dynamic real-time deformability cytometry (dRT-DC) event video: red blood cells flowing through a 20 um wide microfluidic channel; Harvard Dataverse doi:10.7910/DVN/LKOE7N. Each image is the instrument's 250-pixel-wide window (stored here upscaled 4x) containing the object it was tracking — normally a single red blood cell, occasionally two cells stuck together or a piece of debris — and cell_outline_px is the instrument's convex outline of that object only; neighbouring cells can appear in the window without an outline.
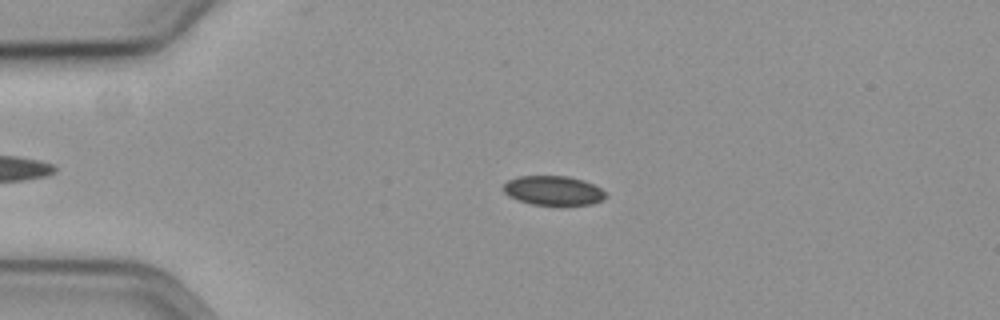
{"species": "common noctule bat (a hibernating species)", "species_latin": "Nyctalus noctula", "temperature_condition": "cold", "stored_images_in_passage": 58, "camera_frame_rate_fps": 3000, "um_per_image_px": 0.085, "animal": {"sex": "female", "body_mass_g": 19.3, "forearm_length_mm": 54.1}, "frame": {"image": 1, "passage_image": 14, "time_ms": 4.333, "image_size_px": [1000, 320], "cell_outline_px": [[604, 196], [600, 200], [592, 204], [532, 204], [508, 196], [504, 192], [504, 184], [508, 180], [516, 176], [568, 176], [584, 180], [600, 188], [604, 192]], "centroid_in_image_um": [46.98, 16.17], "position_along_channel_um": 38.0, "area_um2": 17.11}}
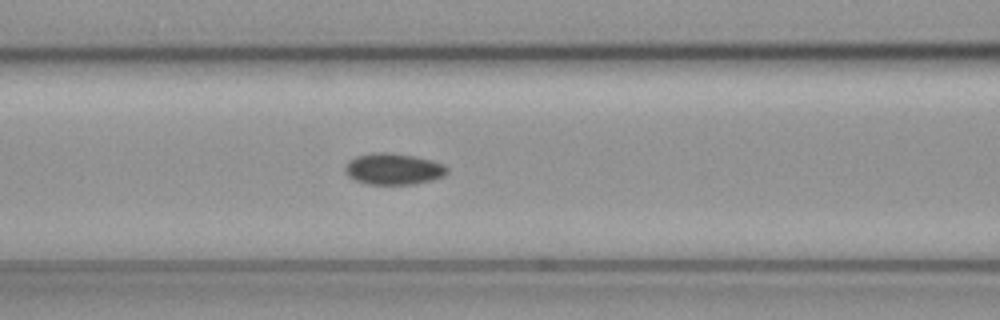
{"frame": {"image": 2, "passage_image": 25, "time_ms": 8.0, "image_size_px": [1000, 320], "cell_outline_px": [[448, 172], [444, 176], [432, 180], [416, 184], [368, 184], [356, 180], [348, 176], [344, 168], [348, 160], [356, 156], [376, 152], [384, 152], [412, 156], [432, 160], [444, 164], [448, 168]], "centroid_in_image_um": [33.45, 14.37], "position_along_channel_um": 133.1, "area_um2": 18.61}}
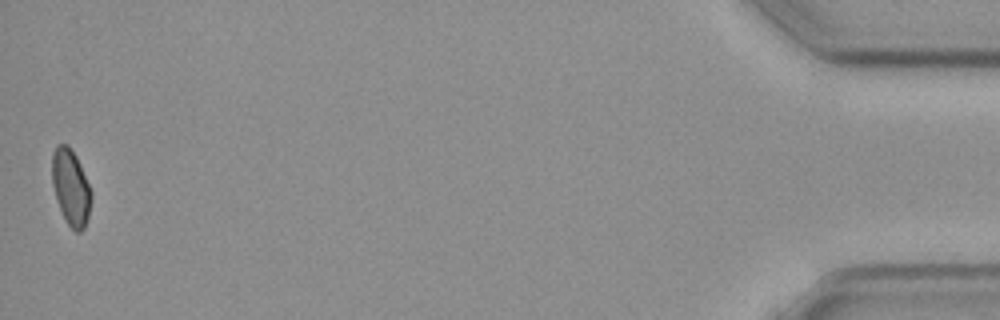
{"frame": {"image": 3, "passage_image": 58, "time_ms": 19.0, "image_size_px": [1000, 320], "cell_outline_px": [[92, 200], [88, 216], [84, 228], [80, 232], [76, 232], [64, 220], [56, 200], [52, 184], [52, 152], [56, 144], [68, 144], [76, 156], [80, 164], [92, 192]], "centroid_in_image_um": [6.01, 15.92], "position_along_channel_um": 429.2, "area_um2": 17.57}}